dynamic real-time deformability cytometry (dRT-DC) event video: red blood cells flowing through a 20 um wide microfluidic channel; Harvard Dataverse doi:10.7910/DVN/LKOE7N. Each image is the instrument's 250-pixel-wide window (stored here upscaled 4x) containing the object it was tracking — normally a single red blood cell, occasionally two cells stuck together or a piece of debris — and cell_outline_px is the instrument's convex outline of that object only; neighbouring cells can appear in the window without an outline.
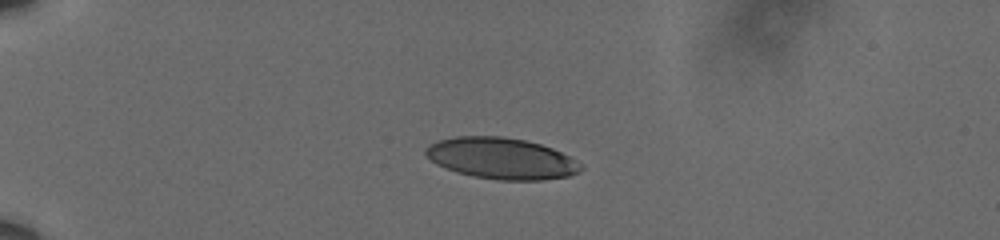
{"species": "human", "species_latin": "Homo sapiens", "temperature_condition": "cold", "stored_images_in_passage": 9, "camera_frame_rate_fps": 3000, "um_per_image_px": 0.085, "donor": {"sex": "male"}, "frame": {"image": 1, "passage_image": 1, "time_ms": 0.0, "image_size_px": [1000, 240], "cell_outline_px": [[584, 168], [580, 172], [568, 176], [540, 180], [496, 180], [472, 176], [456, 172], [436, 164], [424, 152], [424, 148], [428, 144], [440, 140], [456, 136], [500, 136], [524, 140], [540, 144], [552, 148], [584, 164]], "centroid_in_image_um": [42.63, 13.47], "position_along_channel_um": 42.4, "area_um2": 37.4}}
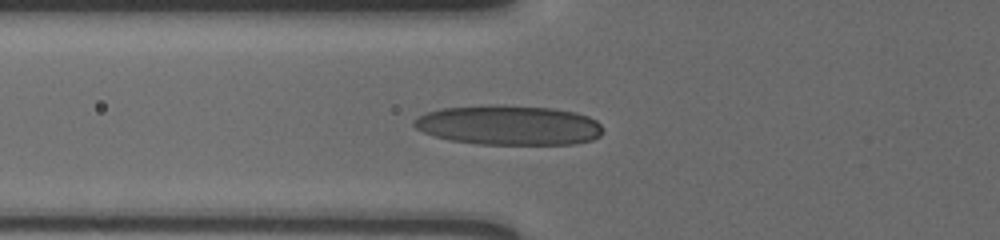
{"frame": {"image": 2, "passage_image": 8, "time_ms": 2.333, "image_size_px": [1000, 240], "cell_outline_px": [[600, 136], [592, 140], [576, 144], [476, 144], [448, 140], [424, 132], [416, 128], [412, 124], [412, 120], [416, 116], [424, 112], [440, 108], [496, 104], [552, 108], [576, 112], [588, 116], [596, 120], [600, 124]], "centroid_in_image_um": [43.2, 10.63], "position_along_channel_um": 82.6, "area_um2": 44.1}}